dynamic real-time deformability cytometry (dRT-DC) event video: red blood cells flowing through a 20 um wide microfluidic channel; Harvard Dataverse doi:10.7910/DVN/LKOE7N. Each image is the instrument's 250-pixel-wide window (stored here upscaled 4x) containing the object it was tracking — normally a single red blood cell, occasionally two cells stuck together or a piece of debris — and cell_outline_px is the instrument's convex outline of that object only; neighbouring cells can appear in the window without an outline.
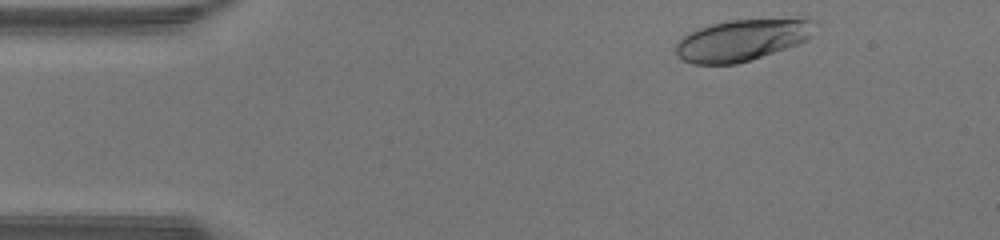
{"species": "human", "species_latin": "Homo sapiens", "temperature_condition": "warm", "stored_images_in_passage": 38, "camera_frame_rate_fps": 3000, "um_per_image_px": 0.085, "donor": {"sex": "male"}, "frame": {"image": 1, "passage_image": 1, "time_ms": 0.0, "image_size_px": [1000, 240], "cell_outline_px": [[820, 24], [808, 40], [736, 64], [692, 64], [684, 60], [676, 52], [676, 44], [688, 32], [712, 24], [732, 20], [796, 16], [808, 16], [816, 20]], "centroid_in_image_um": [63.23, 3.33], "position_along_channel_um": 21.8, "area_um2": 34.28}}
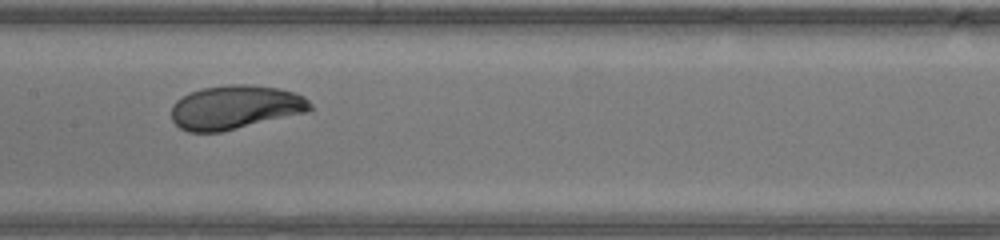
{"frame": {"image": 2, "passage_image": 18, "time_ms": 5.667, "image_size_px": [1000, 240], "cell_outline_px": [[312, 108], [308, 112], [220, 132], [188, 132], [180, 128], [172, 120], [172, 104], [176, 100], [188, 92], [204, 88], [228, 84], [248, 84], [276, 88], [292, 92], [304, 96], [312, 104]], "centroid_in_image_um": [19.98, 9.12], "position_along_channel_um": 187.4, "area_um2": 35.49}}
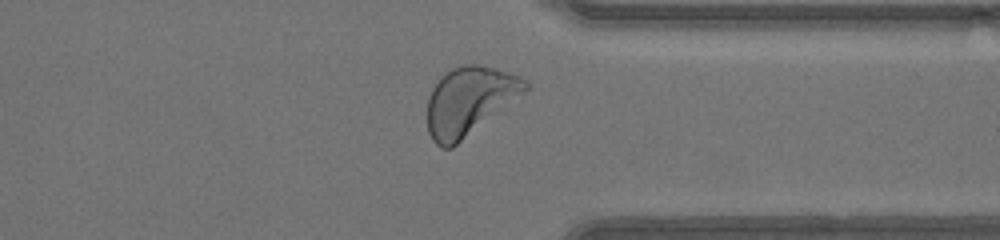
{"frame": {"image": 3, "passage_image": 31, "time_ms": 10.0, "image_size_px": [1000, 240], "cell_outline_px": [[532, 88], [452, 148], [440, 148], [432, 140], [428, 132], [428, 96], [432, 88], [452, 68], [460, 64], [476, 64], [508, 72], [520, 76], [532, 84]], "centroid_in_image_um": [39.94, 8.59], "position_along_channel_um": 371.5, "area_um2": 39.07}, "authors_computed_cell_mechanics": {"area_um2": 35.2002, "velocity_mm_per_s": 4.3388, "shape_relaxation_time_tau1_ms": 3.7061, "shape_relaxation_time_tau2_ms": null, "deformation_change_tau1": 0.1795, "deformation_change_tau2": null}}